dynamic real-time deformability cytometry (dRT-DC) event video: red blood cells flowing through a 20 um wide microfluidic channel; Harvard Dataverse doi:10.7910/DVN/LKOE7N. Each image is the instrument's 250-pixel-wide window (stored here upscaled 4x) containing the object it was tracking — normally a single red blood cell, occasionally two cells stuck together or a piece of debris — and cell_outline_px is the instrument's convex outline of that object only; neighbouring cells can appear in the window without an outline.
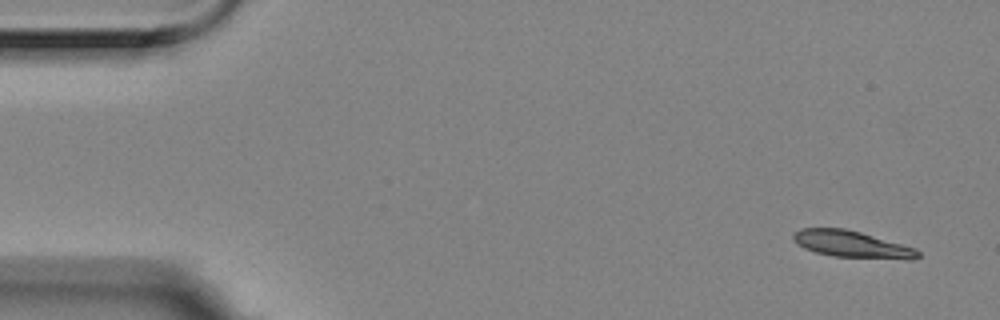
{"species": "Egyptian fruit bat (a non-hibernating species)", "species_latin": "Rousettus aegyptiacus", "temperature_condition": "room temperature", "stored_images_in_passage": 4, "camera_frame_rate_fps": 3000, "um_per_image_px": 0.085, "animal": {"sex": "female"}, "frame": {"image": 1, "passage_image": 1, "time_ms": 0.0, "image_size_px": [1000, 320], "cell_outline_px": [[920, 256], [912, 260], [908, 260], [832, 256], [816, 252], [804, 248], [796, 244], [792, 240], [792, 236], [800, 228], [844, 228], [860, 232], [916, 248], [920, 252]], "centroid_in_image_um": [72.42, 20.77], "position_along_channel_um": 12.6, "area_um2": 19.54}}
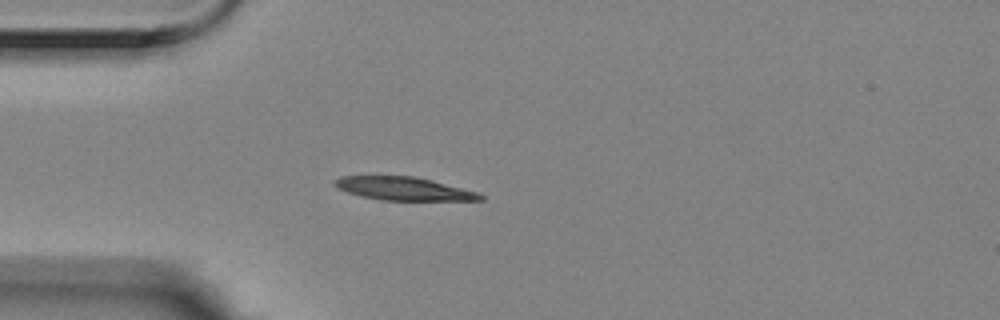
{"frame": {"image": 2, "passage_image": 4, "time_ms": 1.0, "image_size_px": [1000, 320], "cell_outline_px": [[484, 200], [380, 200], [360, 196], [348, 192], [332, 184], [332, 180], [340, 176], [412, 176], [432, 180], [480, 192], [484, 196]], "centroid_in_image_um": [34.33, 16.03], "position_along_channel_um": 50.7, "area_um2": 19.77}}